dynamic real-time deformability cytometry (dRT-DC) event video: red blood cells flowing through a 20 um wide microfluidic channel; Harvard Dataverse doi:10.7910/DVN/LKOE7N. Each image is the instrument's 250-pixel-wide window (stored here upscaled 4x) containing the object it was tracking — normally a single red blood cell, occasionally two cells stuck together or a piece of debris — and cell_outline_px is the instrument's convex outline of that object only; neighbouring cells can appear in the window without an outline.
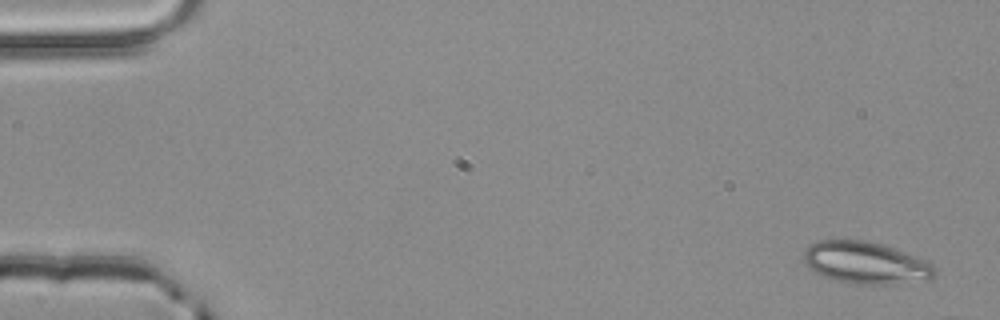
{"species": "common noctule bat (a hibernating species)", "species_latin": "Nyctalus noctula", "temperature_condition": "room temperature", "stored_images_in_passage": 4, "camera_frame_rate_fps": 3000, "um_per_image_px": 0.085, "animal": {"sex": "male", "body_mass_g": 20.4}, "frame": {"image": 1, "passage_image": 1, "time_ms": 0.0, "image_size_px": [1000, 320], "cell_outline_px": [[936, 276], [928, 280], [888, 284], [848, 284], [812, 272], [804, 264], [804, 252], [808, 244], [816, 240], [864, 240], [880, 244], [916, 256], [932, 264], [936, 268]], "centroid_in_image_um": [73.55, 22.35], "position_along_channel_um": 11.5, "area_um2": 32.31}}